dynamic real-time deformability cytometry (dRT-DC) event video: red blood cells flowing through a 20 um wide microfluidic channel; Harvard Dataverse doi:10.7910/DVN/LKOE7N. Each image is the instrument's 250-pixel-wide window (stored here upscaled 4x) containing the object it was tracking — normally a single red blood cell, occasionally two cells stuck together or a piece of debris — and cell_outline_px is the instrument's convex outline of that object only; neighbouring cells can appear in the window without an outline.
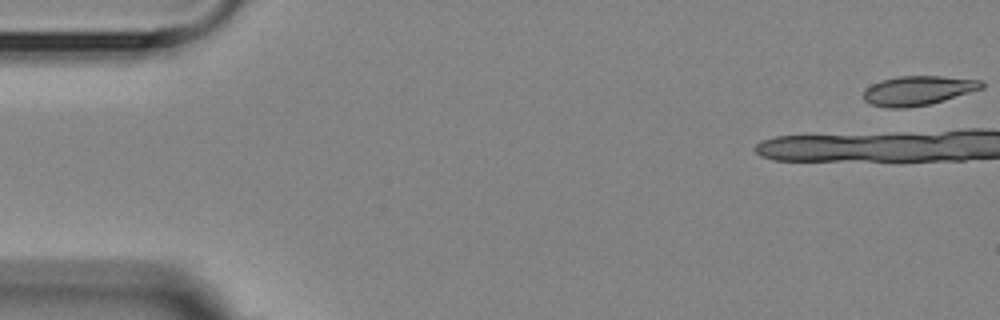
{"species": "Egyptian fruit bat (a non-hibernating species)", "species_latin": "Rousettus aegyptiacus", "temperature_condition": "room temperature", "stored_images_in_passage": 5, "camera_frame_rate_fps": 3000, "um_per_image_px": 0.085, "animal": {"sex": "female"}, "frame": {"image": 1, "passage_image": 1, "time_ms": 0.0, "image_size_px": [1000, 320], "cell_outline_px": [[984, 88], [944, 100], [928, 104], [908, 108], [888, 108], [872, 104], [864, 100], [864, 92], [872, 84], [880, 80], [900, 76], [940, 76], [984, 80]], "centroid_in_image_um": [78.06, 7.69], "position_along_channel_um": 6.9, "area_um2": 20.17}}